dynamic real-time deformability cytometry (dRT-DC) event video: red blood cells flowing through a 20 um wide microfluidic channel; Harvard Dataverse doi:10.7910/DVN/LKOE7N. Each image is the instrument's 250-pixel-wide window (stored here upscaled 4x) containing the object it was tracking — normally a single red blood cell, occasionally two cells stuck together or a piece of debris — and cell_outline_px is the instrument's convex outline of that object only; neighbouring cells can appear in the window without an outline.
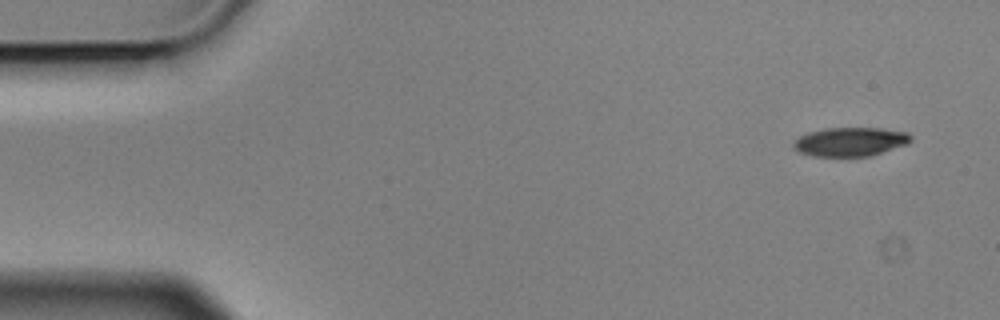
{"species": "Egyptian fruit bat (a non-hibernating species)", "species_latin": "Rousettus aegyptiacus", "temperature_condition": "cold", "stored_images_in_passage": 7, "camera_frame_rate_fps": 3000, "um_per_image_px": 0.085, "animal": {"sex": "male"}, "frame": {"image": 1, "passage_image": 1, "time_ms": 0.0, "image_size_px": [1000, 320], "cell_outline_px": [[912, 140], [908, 144], [872, 156], [812, 156], [800, 152], [792, 148], [792, 144], [800, 136], [808, 132], [824, 128], [880, 128], [908, 132], [912, 136]], "centroid_in_image_um": [72.3, 12.05], "position_along_channel_um": 12.7, "area_um2": 19.94}}
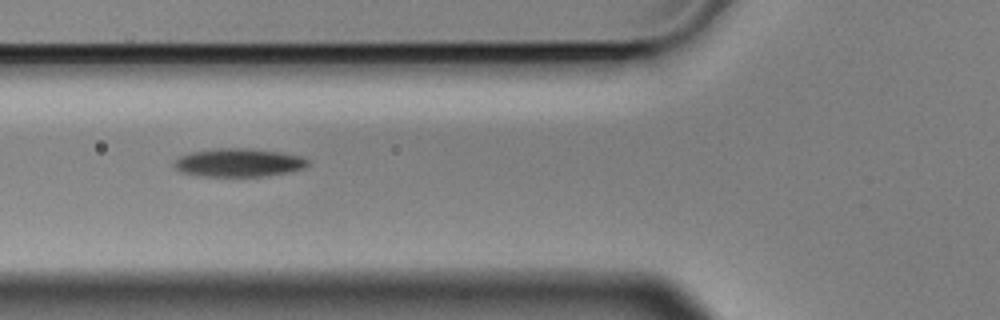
{"frame": {"image": 2, "passage_image": 6, "time_ms": 1.667, "image_size_px": [1000, 320], "cell_outline_px": [[312, 160], [304, 168], [288, 172], [268, 176], [196, 176], [180, 172], [172, 164], [180, 156], [192, 152], [220, 148], [248, 148], [280, 152], [304, 156]], "centroid_in_image_um": [20.33, 13.83], "position_along_channel_um": 105.5, "area_um2": 22.25}}
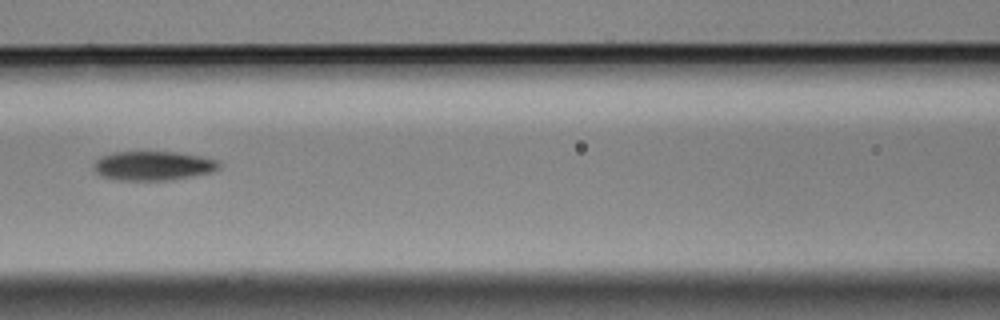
{"frame": {"image": 3, "passage_image": 7, "time_ms": 2.0, "image_size_px": [1000, 320], "cell_outline_px": [[220, 168], [212, 172], [192, 176], [168, 180], [116, 180], [100, 176], [92, 168], [92, 164], [100, 156], [112, 152], [176, 152], [200, 156], [216, 160], [220, 164]], "centroid_in_image_um": [12.96, 14.09], "position_along_channel_um": 153.6, "area_um2": 21.44}}